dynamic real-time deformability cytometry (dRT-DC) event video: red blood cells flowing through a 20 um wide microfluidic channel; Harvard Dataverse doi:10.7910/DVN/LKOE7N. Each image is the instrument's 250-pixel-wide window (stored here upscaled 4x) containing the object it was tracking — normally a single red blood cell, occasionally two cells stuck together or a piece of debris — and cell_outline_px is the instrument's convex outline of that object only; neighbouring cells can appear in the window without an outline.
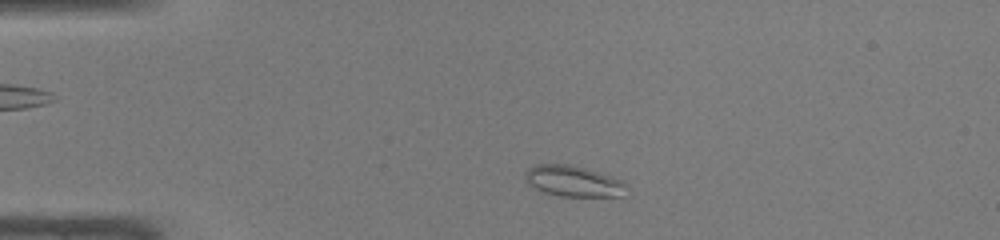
{"species": "common noctule bat (a hibernating species)", "species_latin": "Nyctalus noctula", "temperature_condition": "warm", "stored_images_in_passage": 33, "camera_frame_rate_fps": 3000, "um_per_image_px": 0.085, "animal": {"sex": "male", "body_mass_g": 19.0, "forearm_length_mm": 50.8}, "frame": {"image": 1, "passage_image": 4, "time_ms": 1.0, "image_size_px": [1000, 240], "cell_outline_px": [[628, 184], [620, 196], [560, 196], [544, 192], [528, 184], [524, 176], [528, 168], [536, 164], [568, 164], [600, 172], [624, 180]], "centroid_in_image_um": [48.73, 15.39], "position_along_channel_um": 36.3, "area_um2": 18.21}}
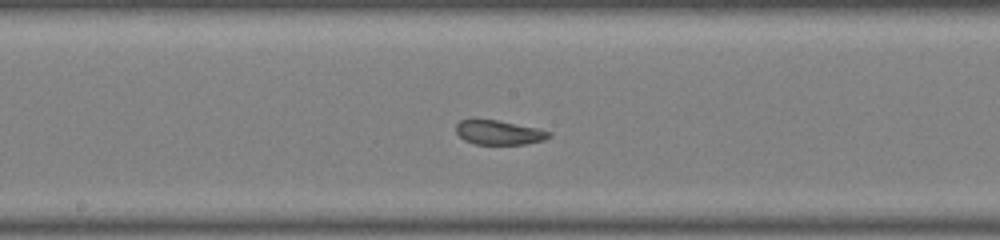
{"frame": {"image": 2, "passage_image": 19, "time_ms": 6.0, "image_size_px": [1000, 240], "cell_outline_px": [[552, 136], [544, 140], [524, 144], [476, 144], [464, 140], [456, 132], [456, 124], [460, 120], [496, 120], [540, 128], [552, 132]], "centroid_in_image_um": [42.46, 11.26], "position_along_channel_um": 205.7, "area_um2": 13.18}}
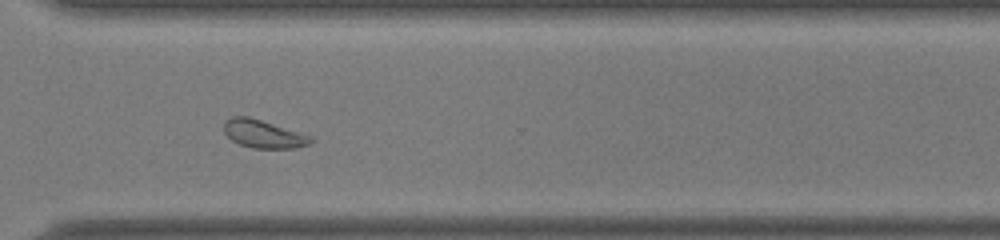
{"frame": {"image": 3, "passage_image": 29, "time_ms": 9.333, "image_size_px": [1000, 240], "cell_outline_px": [[312, 140], [308, 144], [292, 148], [252, 148], [240, 144], [232, 140], [224, 132], [224, 120], [232, 116], [248, 116], [312, 136]], "centroid_in_image_um": [22.34, 11.37], "position_along_channel_um": 348.3, "area_um2": 13.99}, "authors_computed_cell_mechanics": {"area_um2": 14.161, "velocity_mm_per_s": 4.25, "shape_relaxation_time_tau1_ms": null, "shape_relaxation_time_tau2_ms": 0.9997, "deformation_change_tau1": null, "deformation_change_tau2": 0.0795}}